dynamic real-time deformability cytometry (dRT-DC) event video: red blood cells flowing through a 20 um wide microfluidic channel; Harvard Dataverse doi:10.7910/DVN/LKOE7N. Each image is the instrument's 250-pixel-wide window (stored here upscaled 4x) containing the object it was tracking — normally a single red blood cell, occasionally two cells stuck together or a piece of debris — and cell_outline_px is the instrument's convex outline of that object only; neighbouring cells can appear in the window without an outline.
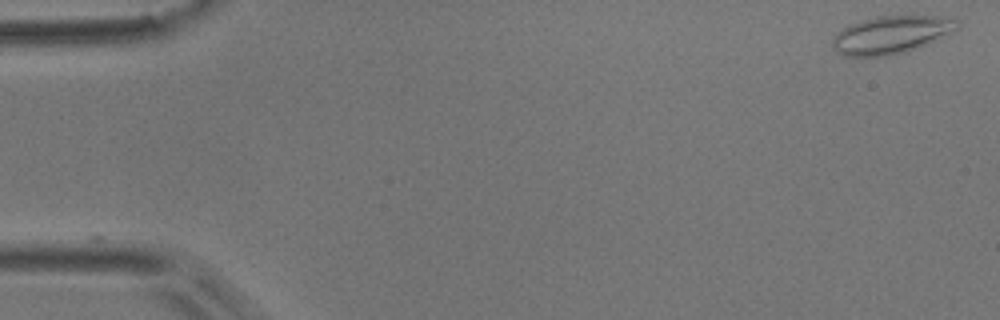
{"species": "common noctule bat (a hibernating species)", "species_latin": "Nyctalus noctula", "temperature_condition": "room temperature", "stored_images_in_passage": 39, "camera_frame_rate_fps": 3000, "um_per_image_px": 0.085, "animal": {"sex": "male", "body_mass_g": 17.9}, "frame": {"image": 1, "passage_image": 1, "time_ms": 0.0, "image_size_px": [1000, 320], "cell_outline_px": [[960, 28], [924, 44], [904, 52], [888, 56], [844, 56], [836, 52], [832, 44], [832, 40], [848, 24], [860, 20], [876, 16], [956, 16], [960, 24]], "centroid_in_image_um": [75.77, 2.93], "position_along_channel_um": 9.2, "area_um2": 27.34}}
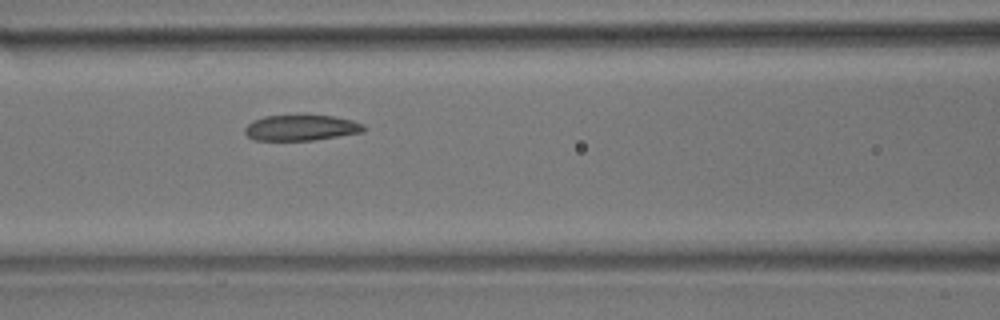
{"frame": {"image": 2, "passage_image": 22, "time_ms": 7.0, "image_size_px": [1000, 320], "cell_outline_px": [[368, 128], [364, 132], [340, 136], [312, 140], [252, 140], [244, 132], [244, 128], [252, 120], [264, 116], [300, 112], [304, 112], [332, 116], [352, 120], [364, 124]], "centroid_in_image_um": [25.6, 10.81], "position_along_channel_um": 141.0, "area_um2": 18.84}}
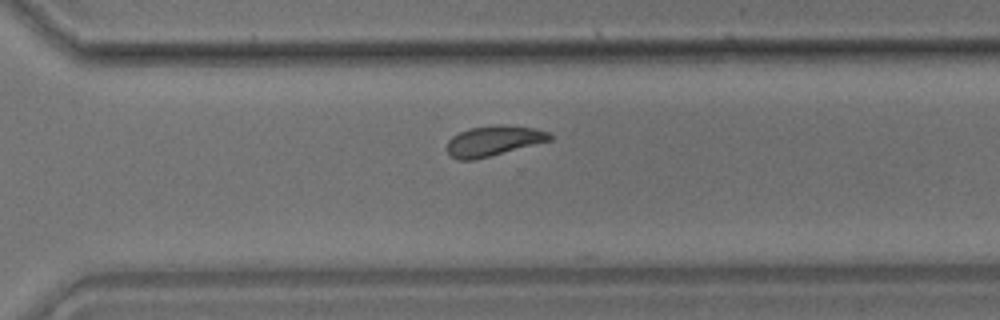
{"frame": {"image": 3, "passage_image": 37, "time_ms": 12.0, "image_size_px": [1000, 320], "cell_outline_px": [[552, 140], [476, 160], [460, 160], [452, 156], [448, 152], [448, 140], [452, 136], [468, 128], [492, 124], [500, 124], [536, 128], [548, 132], [552, 136]], "centroid_in_image_um": [41.97, 11.96], "position_along_channel_um": 328.6, "area_um2": 18.26}}